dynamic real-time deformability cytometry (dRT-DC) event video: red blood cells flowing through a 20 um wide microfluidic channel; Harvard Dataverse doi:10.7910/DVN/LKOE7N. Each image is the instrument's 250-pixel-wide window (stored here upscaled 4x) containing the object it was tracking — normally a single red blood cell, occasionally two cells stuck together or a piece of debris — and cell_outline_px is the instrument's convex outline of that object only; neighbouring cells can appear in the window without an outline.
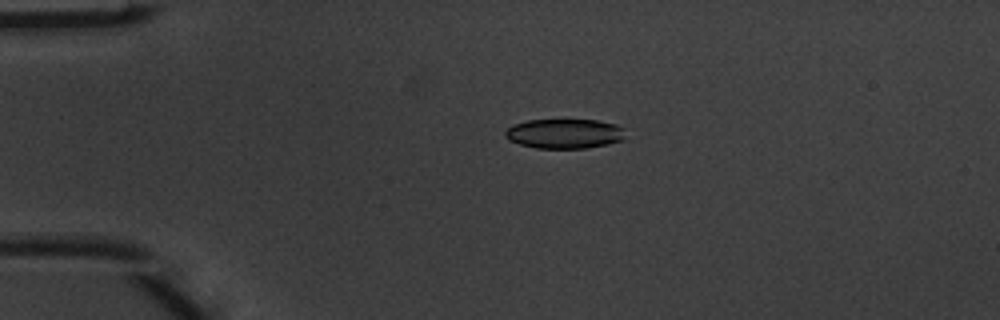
{"species": "common noctule bat (a hibernating species)", "species_latin": "Nyctalus noctula", "temperature_condition": "warm", "stored_images_in_passage": 4, "camera_frame_rate_fps": 3000, "um_per_image_px": 0.085, "animal": {"sex": "male", "body_mass_g": 20.1, "forearm_length_mm": 53.5}, "frame": {"image": 1, "passage_image": 3, "time_ms": 0.667, "image_size_px": [1000, 320], "cell_outline_px": [[624, 140], [608, 144], [584, 148], [536, 148], [520, 144], [508, 140], [504, 136], [504, 132], [508, 128], [516, 124], [528, 120], [596, 120], [616, 124], [624, 128]], "centroid_in_image_um": [47.99, 11.36], "position_along_channel_um": 37.0, "area_um2": 20.75}}